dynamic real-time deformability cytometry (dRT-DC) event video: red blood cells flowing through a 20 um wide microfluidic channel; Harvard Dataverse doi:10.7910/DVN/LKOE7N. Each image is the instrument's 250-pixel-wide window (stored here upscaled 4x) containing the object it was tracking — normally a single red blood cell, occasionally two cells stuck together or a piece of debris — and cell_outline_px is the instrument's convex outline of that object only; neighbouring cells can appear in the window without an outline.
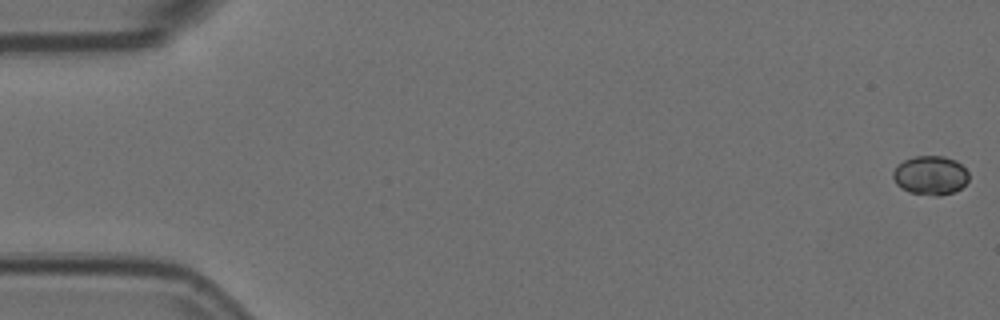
{"species": "Egyptian fruit bat (a non-hibernating species)", "species_latin": "Rousettus aegyptiacus", "temperature_condition": "room temperature", "stored_images_in_passage": 57, "camera_frame_rate_fps": 3000, "um_per_image_px": 0.085, "animal": {"sex": "female"}, "frame": {"image": 1, "passage_image": 1, "time_ms": 0.0, "image_size_px": [1000, 320], "cell_outline_px": [[968, 180], [960, 188], [952, 192], [940, 196], [936, 196], [908, 192], [896, 184], [892, 176], [892, 172], [896, 164], [904, 160], [916, 156], [944, 156], [956, 160], [968, 172]], "centroid_in_image_um": [79.05, 14.9], "position_along_channel_um": 5.9, "area_um2": 17.28}}
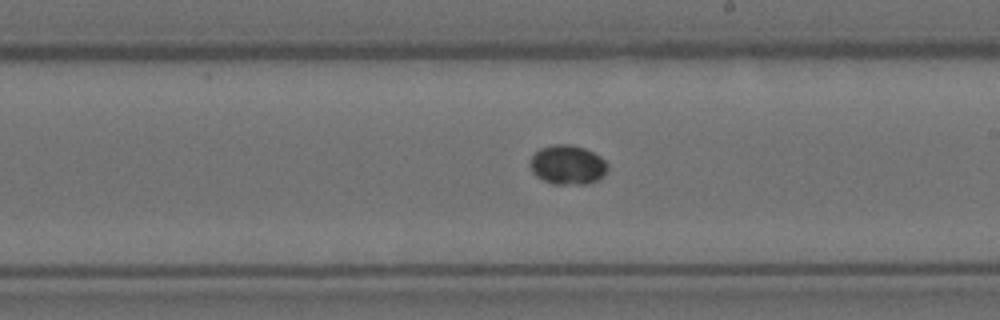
{"frame": {"image": 2, "passage_image": 33, "time_ms": 10.667, "image_size_px": [1000, 320], "cell_outline_px": [[608, 168], [596, 180], [584, 184], [552, 184], [536, 176], [532, 172], [528, 164], [532, 156], [540, 148], [552, 144], [568, 144], [584, 148], [600, 156], [608, 164]], "centroid_in_image_um": [48.2, 14.0], "position_along_channel_um": 240.8, "area_um2": 17.69}}
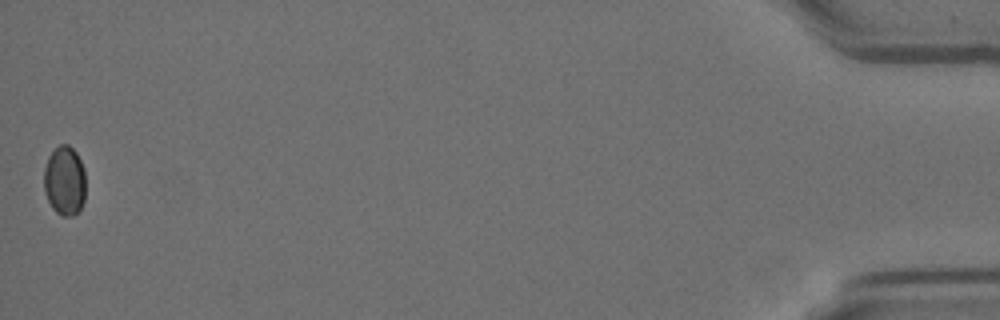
{"frame": {"image": 3, "passage_image": 57, "time_ms": 18.667, "image_size_px": [1000, 320], "cell_outline_px": [[84, 200], [80, 208], [72, 216], [64, 216], [56, 212], [52, 208], [44, 192], [44, 168], [48, 156], [60, 144], [68, 144], [76, 152], [84, 168]], "centroid_in_image_um": [5.47, 15.35], "position_along_channel_um": 429.7, "area_um2": 16.82}}